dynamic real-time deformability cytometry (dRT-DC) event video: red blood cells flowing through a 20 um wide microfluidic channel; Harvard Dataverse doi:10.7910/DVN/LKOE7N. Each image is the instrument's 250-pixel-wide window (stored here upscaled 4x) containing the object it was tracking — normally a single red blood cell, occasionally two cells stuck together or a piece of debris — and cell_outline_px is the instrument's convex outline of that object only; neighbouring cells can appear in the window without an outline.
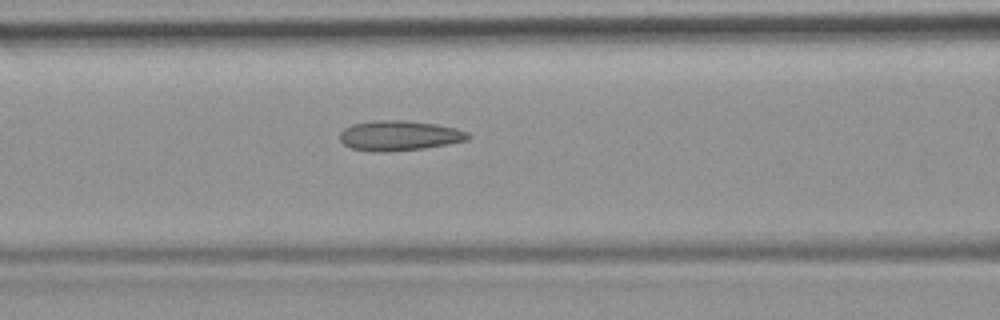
{"species": "common noctule bat (a hibernating species)", "species_latin": "Nyctalus noctula", "temperature_condition": "room temperature", "stored_images_in_passage": 5, "camera_frame_rate_fps": 3000, "um_per_image_px": 0.085, "animal": {"sex": "female", "body_mass_g": 19.9}, "frame": {"image": 1, "passage_image": 4, "time_ms": 4.333, "image_size_px": [1000, 320], "cell_outline_px": [[472, 136], [468, 140], [448, 144], [424, 148], [380, 152], [352, 148], [344, 144], [340, 140], [340, 132], [344, 128], [352, 124], [372, 120], [404, 120], [436, 124], [456, 128], [468, 132]], "centroid_in_image_um": [33.95, 11.51], "position_along_channel_um": 132.6, "area_um2": 22.43}}